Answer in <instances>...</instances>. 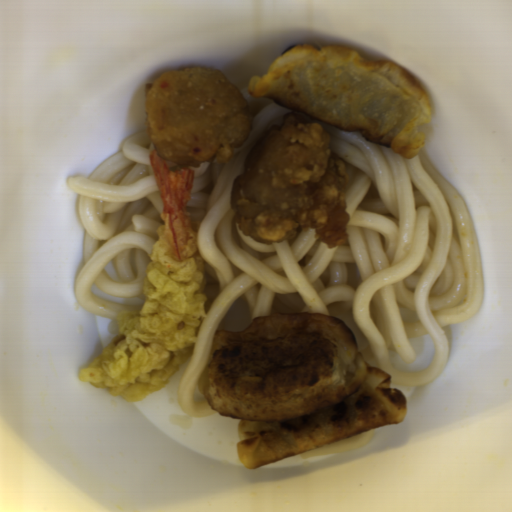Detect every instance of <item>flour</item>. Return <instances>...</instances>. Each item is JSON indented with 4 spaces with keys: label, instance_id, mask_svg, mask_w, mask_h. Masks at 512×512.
<instances>
[{
    "label": "flour",
    "instance_id": "obj_1",
    "mask_svg": "<svg viewBox=\"0 0 512 512\" xmlns=\"http://www.w3.org/2000/svg\"><path fill=\"white\" fill-rule=\"evenodd\" d=\"M197 387L240 419L238 457L255 470L373 429L402 424L407 401L369 365L348 327L318 312L274 313L217 330Z\"/></svg>",
    "mask_w": 512,
    "mask_h": 512
},
{
    "label": "flour",
    "instance_id": "obj_2",
    "mask_svg": "<svg viewBox=\"0 0 512 512\" xmlns=\"http://www.w3.org/2000/svg\"><path fill=\"white\" fill-rule=\"evenodd\" d=\"M300 115L319 119L370 144L414 158L424 148L421 127L432 121L428 92L399 64L368 59L338 44H298L246 85Z\"/></svg>",
    "mask_w": 512,
    "mask_h": 512
}]
</instances>
